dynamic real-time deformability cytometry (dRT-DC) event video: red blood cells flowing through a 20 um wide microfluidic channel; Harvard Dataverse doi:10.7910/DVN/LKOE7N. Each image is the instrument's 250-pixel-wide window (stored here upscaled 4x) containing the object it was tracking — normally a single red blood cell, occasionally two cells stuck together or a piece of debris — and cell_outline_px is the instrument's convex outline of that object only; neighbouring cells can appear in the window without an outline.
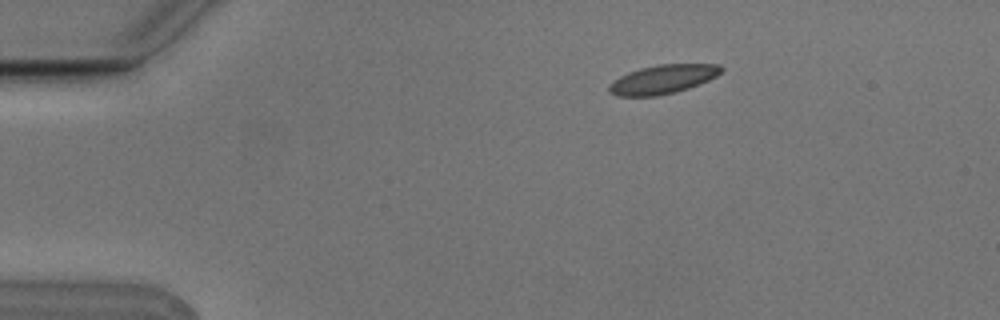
{"species": "Egyptian fruit bat (a non-hibernating species)", "species_latin": "Rousettus aegyptiacus", "temperature_condition": "cold", "stored_images_in_passage": 6, "camera_frame_rate_fps": 3000, "um_per_image_px": 0.085, "animal": {"sex": "male"}, "frame": {"image": 1, "passage_image": 3, "time_ms": 0.667, "image_size_px": [1000, 320], "cell_outline_px": [[724, 68], [716, 76], [708, 80], [688, 88], [656, 96], [616, 96], [608, 92], [608, 88], [620, 76], [628, 72], [640, 68], [660, 64], [720, 64]], "centroid_in_image_um": [56.34, 6.73], "position_along_channel_um": 28.7, "area_um2": 18.61}}